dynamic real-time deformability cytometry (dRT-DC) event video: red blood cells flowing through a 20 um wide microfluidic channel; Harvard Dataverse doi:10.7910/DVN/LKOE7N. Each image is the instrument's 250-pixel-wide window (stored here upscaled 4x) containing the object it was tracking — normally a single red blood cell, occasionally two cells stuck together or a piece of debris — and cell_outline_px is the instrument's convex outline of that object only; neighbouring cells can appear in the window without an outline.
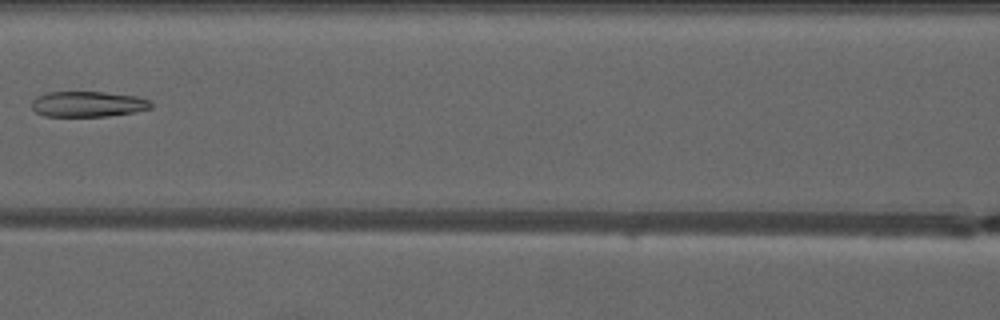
{"species": "common noctule bat (a hibernating species)", "species_latin": "Nyctalus noctula", "temperature_condition": "warm", "stored_images_in_passage": 7, "camera_frame_rate_fps": 3000, "um_per_image_px": 0.085, "animal": {"sex": "male", "forearm_length_mm": 52.5}, "frame": {"image": 1, "passage_image": 6, "time_ms": 6.0, "image_size_px": [1000, 320], "cell_outline_px": [[152, 108], [136, 112], [104, 116], [44, 116], [36, 112], [32, 108], [32, 100], [36, 96], [48, 92], [104, 92], [140, 96], [152, 100]], "centroid_in_image_um": [7.52, 8.84], "position_along_channel_um": 159.1, "area_um2": 17.98}}
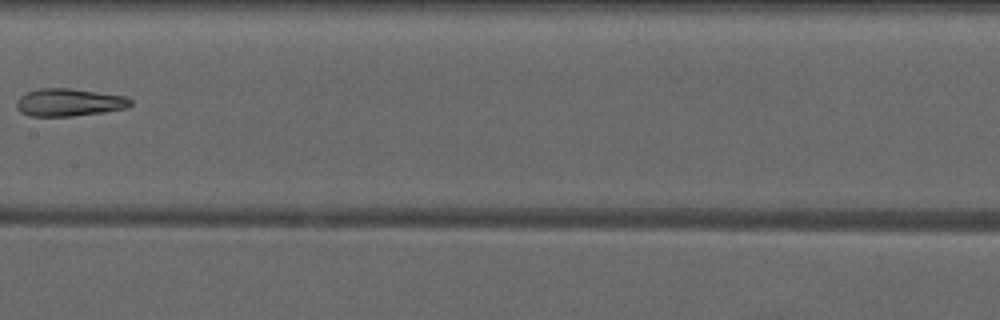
{"frame": {"image": 2, "passage_image": 7, "time_ms": 7.0, "image_size_px": [1000, 320], "cell_outline_px": [[132, 104], [128, 108], [104, 112], [72, 116], [28, 116], [20, 112], [16, 108], [16, 100], [20, 96], [28, 92], [40, 88], [68, 88], [128, 96], [132, 100]], "centroid_in_image_um": [5.88, 8.71], "position_along_channel_um": 201.5, "area_um2": 18.55}}